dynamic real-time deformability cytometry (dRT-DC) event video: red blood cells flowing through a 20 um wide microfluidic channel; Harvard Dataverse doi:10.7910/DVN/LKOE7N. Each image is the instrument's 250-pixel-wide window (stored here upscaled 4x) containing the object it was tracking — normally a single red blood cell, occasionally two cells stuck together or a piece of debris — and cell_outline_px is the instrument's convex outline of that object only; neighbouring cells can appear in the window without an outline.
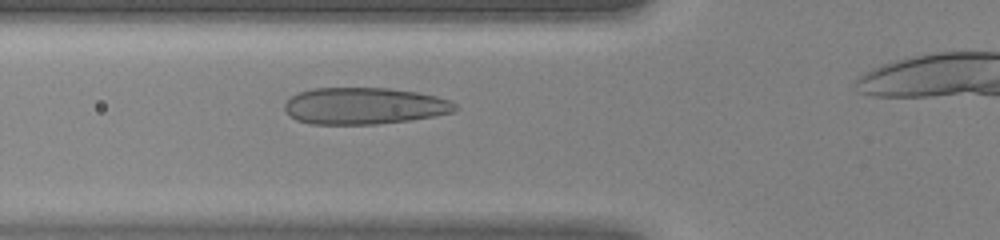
{"species": "human", "species_latin": "Homo sapiens", "temperature_condition": "warm", "stored_images_in_passage": 29, "camera_frame_rate_fps": 3000, "um_per_image_px": 0.085, "donor": {"sex": "female"}, "frame": {"image": 1, "passage_image": 6, "time_ms": 1.667, "image_size_px": [1000, 240], "cell_outline_px": [[460, 108], [456, 112], [436, 116], [412, 120], [376, 124], [312, 124], [296, 120], [288, 116], [284, 112], [284, 104], [292, 96], [300, 92], [312, 88], [388, 88], [420, 92], [452, 100]], "centroid_in_image_um": [31.01, 9.01], "position_along_channel_um": 94.8, "area_um2": 37.05}}
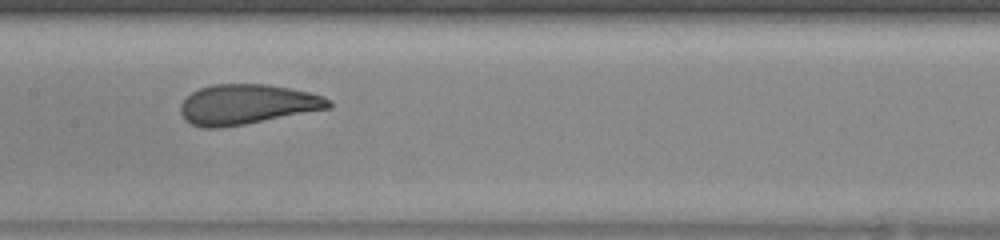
{"frame": {"image": 2, "passage_image": 12, "time_ms": 3.667, "image_size_px": [1000, 240], "cell_outline_px": [[332, 108], [244, 124], [220, 128], [200, 128], [184, 120], [180, 112], [180, 104], [192, 92], [200, 88], [212, 84], [268, 84], [308, 92], [324, 96], [332, 100]], "centroid_in_image_um": [20.99, 8.88], "position_along_channel_um": 186.4, "area_um2": 34.68}}
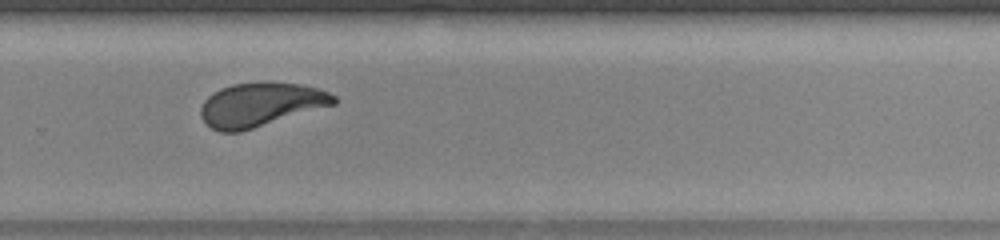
{"frame": {"image": 3, "passage_image": 20, "time_ms": 6.333, "image_size_px": [1000, 240], "cell_outline_px": [[336, 104], [240, 132], [220, 132], [212, 128], [200, 116], [200, 108], [204, 100], [212, 92], [220, 88], [232, 84], [260, 80], [268, 80], [300, 84], [316, 88], [328, 92], [336, 96]], "centroid_in_image_um": [22.14, 8.86], "position_along_channel_um": 307.7, "area_um2": 34.45}}